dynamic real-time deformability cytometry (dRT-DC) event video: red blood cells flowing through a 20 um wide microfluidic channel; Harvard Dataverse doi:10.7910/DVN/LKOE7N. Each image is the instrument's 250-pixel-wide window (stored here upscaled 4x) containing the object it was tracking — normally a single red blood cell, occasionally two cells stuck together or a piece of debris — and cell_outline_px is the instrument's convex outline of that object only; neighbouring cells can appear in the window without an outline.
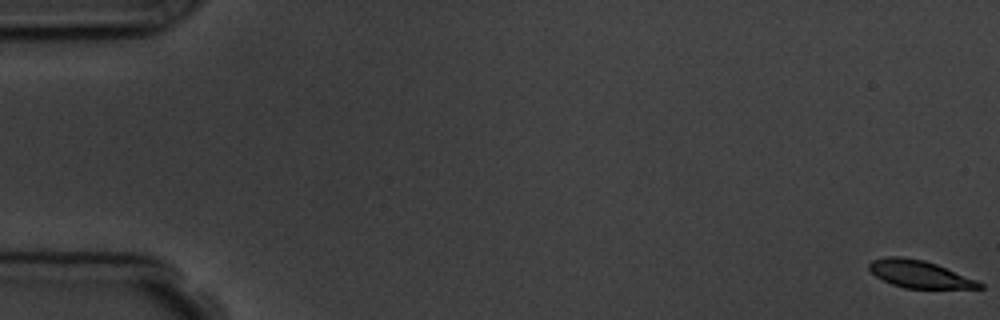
{"species": "common noctule bat (a hibernating species)", "species_latin": "Nyctalus noctula", "temperature_condition": "room temperature", "stored_images_in_passage": 6, "camera_frame_rate_fps": 3000, "um_per_image_px": 0.085, "animal": {"sex": "male", "body_mass_g": 19.5, "forearm_length_mm": 54.6}, "frame": {"image": 1, "passage_image": 1, "time_ms": 0.0, "image_size_px": [1000, 320], "cell_outline_px": [[984, 288], [904, 288], [892, 284], [876, 276], [868, 268], [868, 264], [872, 260], [888, 256], [904, 256], [924, 260], [936, 264], [976, 280], [984, 284]], "centroid_in_image_um": [78.13, 23.29], "position_along_channel_um": 6.9, "area_um2": 17.46}}
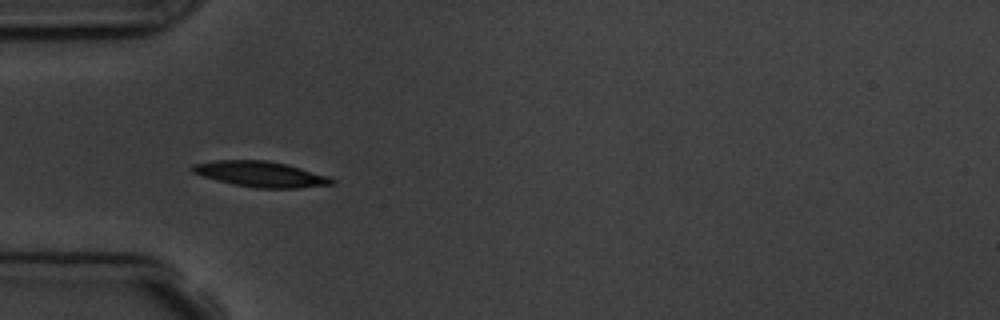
{"frame": {"image": 2, "passage_image": 5, "time_ms": 5.667, "image_size_px": [1000, 320], "cell_outline_px": [[336, 180], [332, 184], [300, 188], [256, 188], [236, 184], [204, 176], [192, 172], [188, 168], [192, 164], [216, 160], [264, 160], [288, 164], [328, 176]], "centroid_in_image_um": [22.16, 14.79], "position_along_channel_um": 62.8, "area_um2": 20.63}}